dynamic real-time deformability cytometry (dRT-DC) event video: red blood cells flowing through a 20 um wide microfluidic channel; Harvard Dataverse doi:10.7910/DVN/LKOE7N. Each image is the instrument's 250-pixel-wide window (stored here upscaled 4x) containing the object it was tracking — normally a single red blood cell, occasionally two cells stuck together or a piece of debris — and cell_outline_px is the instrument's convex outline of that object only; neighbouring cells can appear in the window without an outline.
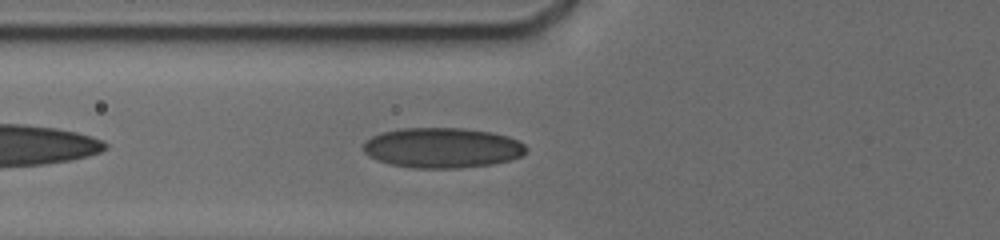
{"species": "human", "species_latin": "Homo sapiens", "temperature_condition": "cold", "stored_images_in_passage": 10, "camera_frame_rate_fps": 3000, "um_per_image_px": 0.085, "donor": {"sex": "male"}, "frame": {"image": 1, "passage_image": 7, "time_ms": 0.667, "image_size_px": [1000, 240], "cell_outline_px": [[528, 148], [520, 156], [508, 160], [492, 164], [460, 168], [412, 168], [388, 164], [376, 160], [368, 156], [364, 152], [364, 144], [372, 136], [384, 132], [400, 128], [464, 128], [492, 132], [508, 136], [524, 144]], "centroid_in_image_um": [37.58, 12.57], "position_along_channel_um": 88.2, "area_um2": 38.15}}